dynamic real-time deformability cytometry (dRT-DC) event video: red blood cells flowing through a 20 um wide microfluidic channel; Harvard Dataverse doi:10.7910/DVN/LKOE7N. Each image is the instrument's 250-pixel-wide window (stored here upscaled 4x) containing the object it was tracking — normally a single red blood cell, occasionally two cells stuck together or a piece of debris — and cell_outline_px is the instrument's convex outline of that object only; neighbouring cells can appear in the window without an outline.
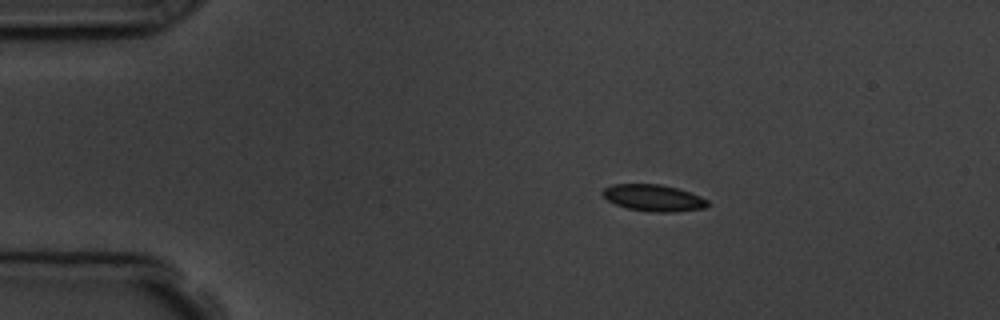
{"species": "common noctule bat (a hibernating species)", "species_latin": "Nyctalus noctula", "temperature_condition": "room temperature", "stored_images_in_passage": 6, "camera_frame_rate_fps": 3000, "um_per_image_px": 0.085, "animal": {"sex": "male", "body_mass_g": 19.5, "forearm_length_mm": 54.6}, "frame": {"image": 1, "passage_image": 3, "time_ms": 2.333, "image_size_px": [1000, 320], "cell_outline_px": [[708, 204], [704, 208], [676, 212], [652, 212], [624, 208], [608, 200], [600, 192], [604, 188], [612, 184], [660, 184], [676, 188], [700, 196], [708, 200]], "centroid_in_image_um": [55.52, 16.82], "position_along_channel_um": 29.5, "area_um2": 16.3}}
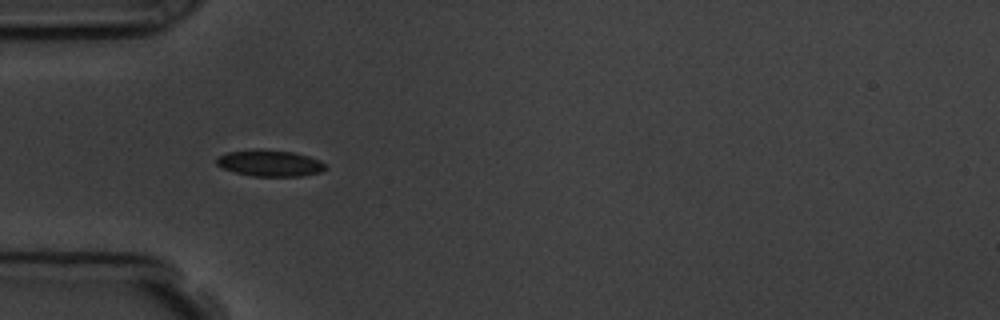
{"frame": {"image": 2, "passage_image": 5, "time_ms": 4.667, "image_size_px": [1000, 320], "cell_outline_px": [[328, 168], [320, 172], [300, 176], [252, 176], [236, 172], [224, 168], [216, 164], [216, 160], [220, 156], [228, 152], [256, 148], [292, 152], [308, 156], [320, 160]], "centroid_in_image_um": [22.95, 13.86], "position_along_channel_um": 62.1, "area_um2": 16.65}}
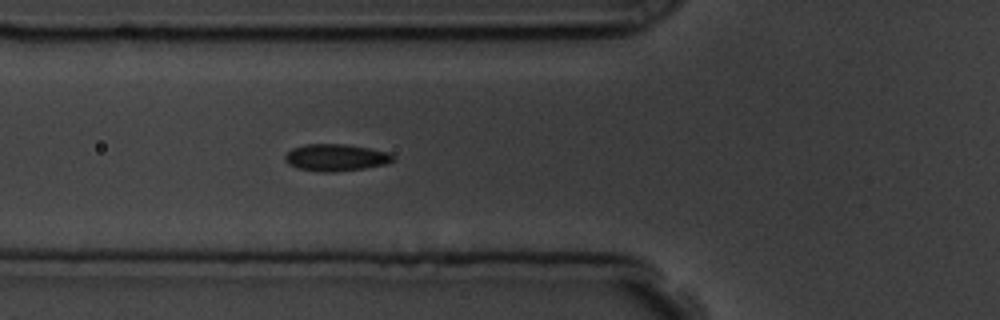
{"frame": {"image": 3, "passage_image": 6, "time_ms": 5.667, "image_size_px": [1000, 320], "cell_outline_px": [[396, 160], [388, 164], [364, 168], [332, 172], [320, 172], [296, 168], [288, 164], [284, 160], [284, 156], [292, 148], [304, 144], [348, 144], [388, 152], [396, 156]], "centroid_in_image_um": [28.56, 13.39], "position_along_channel_um": 97.2, "area_um2": 17.22}}